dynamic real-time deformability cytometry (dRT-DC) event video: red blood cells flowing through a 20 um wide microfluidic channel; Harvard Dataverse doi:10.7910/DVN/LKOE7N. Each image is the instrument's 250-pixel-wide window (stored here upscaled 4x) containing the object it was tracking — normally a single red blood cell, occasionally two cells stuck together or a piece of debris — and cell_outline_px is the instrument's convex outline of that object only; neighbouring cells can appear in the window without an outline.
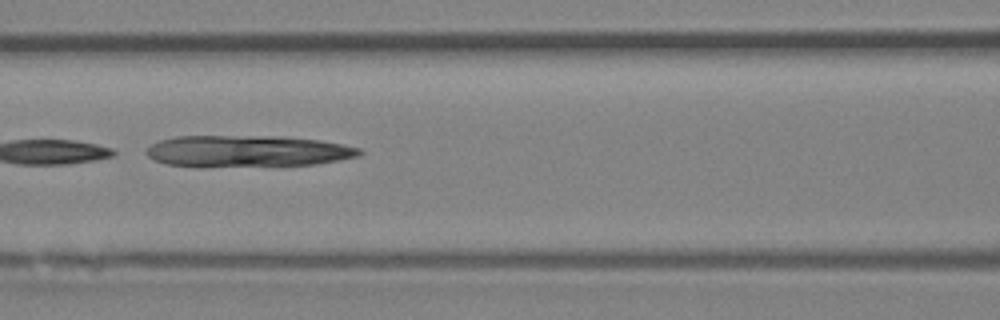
{"species": "Egyptian fruit bat (a non-hibernating species)", "species_latin": "Rousettus aegyptiacus", "temperature_condition": "room temperature", "stored_images_in_passage": 21, "camera_frame_rate_fps": 3000, "um_per_image_px": 0.085, "animal": {"sex": "female"}, "frame": {"image": 1, "passage_image": 6, "time_ms": 1.667, "image_size_px": [1000, 320], "cell_outline_px": [[364, 152], [360, 156], [340, 160], [316, 164], [200, 168], [196, 168], [168, 164], [152, 160], [144, 152], [152, 144], [160, 140], [176, 136], [284, 136], [320, 140], [360, 148]], "centroid_in_image_um": [20.99, 12.86], "position_along_channel_um": 145.6, "area_um2": 40.0}}